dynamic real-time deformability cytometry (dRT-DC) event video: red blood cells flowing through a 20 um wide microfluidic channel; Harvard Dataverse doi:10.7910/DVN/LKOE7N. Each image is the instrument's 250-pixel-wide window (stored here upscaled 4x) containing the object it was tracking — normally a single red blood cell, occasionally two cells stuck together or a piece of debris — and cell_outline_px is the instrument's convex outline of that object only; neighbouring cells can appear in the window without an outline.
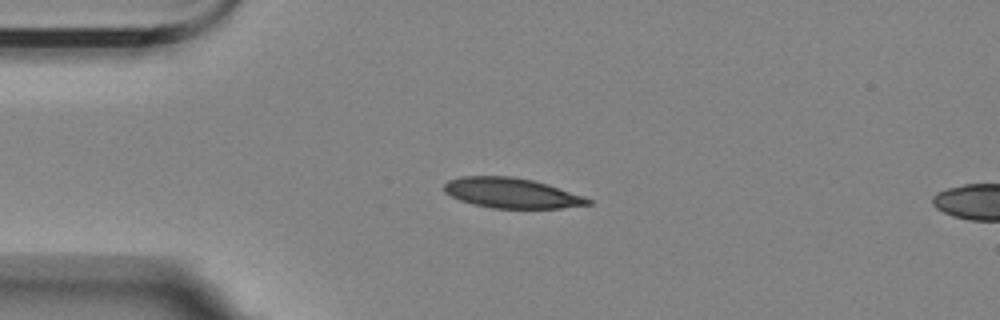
{"species": "Egyptian fruit bat (a non-hibernating species)", "species_latin": "Rousettus aegyptiacus", "temperature_condition": "room temperature", "stored_images_in_passage": 50, "camera_frame_rate_fps": 3000, "um_per_image_px": 0.085, "animal": {"sex": "female"}, "frame": {"image": 1, "passage_image": 12, "time_ms": 3.667, "image_size_px": [1000, 320], "cell_outline_px": [[592, 204], [560, 208], [492, 208], [472, 204], [460, 200], [444, 192], [444, 184], [448, 180], [460, 176], [512, 176], [532, 180], [548, 184], [584, 196], [592, 200]], "centroid_in_image_um": [43.48, 16.4], "position_along_channel_um": 41.5, "area_um2": 25.32}}
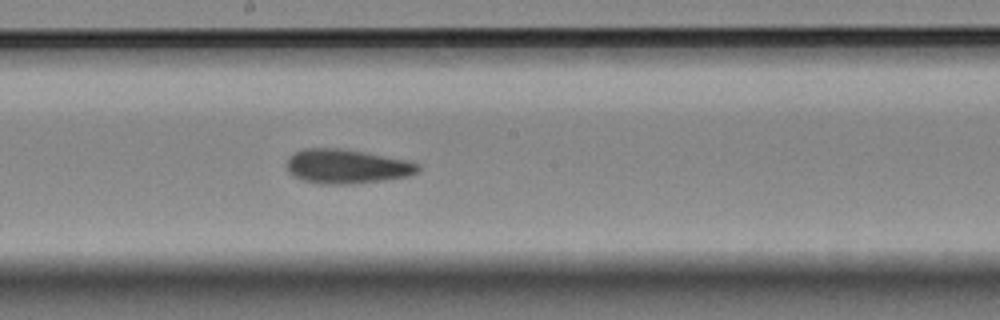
{"frame": {"image": 2, "passage_image": 29, "time_ms": 9.333, "image_size_px": [1000, 320], "cell_outline_px": [[420, 172], [408, 176], [384, 180], [352, 184], [320, 184], [304, 180], [292, 176], [288, 172], [284, 164], [288, 156], [292, 152], [304, 148], [340, 148], [364, 152], [408, 160], [420, 164]], "centroid_in_image_um": [29.43, 14.14], "position_along_channel_um": 218.8, "area_um2": 26.7}}
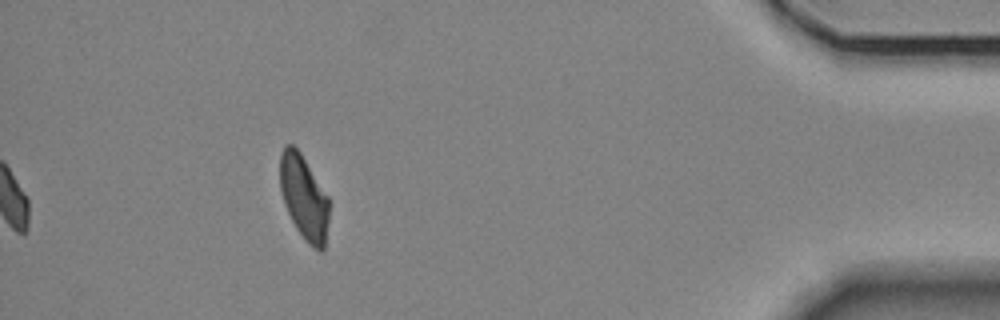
{"frame": {"image": 3, "passage_image": 50, "time_ms": 16.333, "image_size_px": [1000, 320], "cell_outline_px": [[328, 220], [324, 248], [320, 252], [312, 248], [304, 240], [296, 228], [284, 204], [280, 188], [280, 152], [284, 144], [292, 144], [300, 152], [328, 196]], "centroid_in_image_um": [25.82, 16.78], "position_along_channel_um": 409.4, "area_um2": 24.1}, "authors_computed_cell_mechanics": {"area_um2": 25.6343, "velocity_mm_per_s": 3.5046, "shape_relaxation_time_tau1_ms": 5.066, "shape_relaxation_time_tau2_ms": 2.4169, "deformation_change_tau1": 0.1495, "deformation_change_tau2": 0.092}}